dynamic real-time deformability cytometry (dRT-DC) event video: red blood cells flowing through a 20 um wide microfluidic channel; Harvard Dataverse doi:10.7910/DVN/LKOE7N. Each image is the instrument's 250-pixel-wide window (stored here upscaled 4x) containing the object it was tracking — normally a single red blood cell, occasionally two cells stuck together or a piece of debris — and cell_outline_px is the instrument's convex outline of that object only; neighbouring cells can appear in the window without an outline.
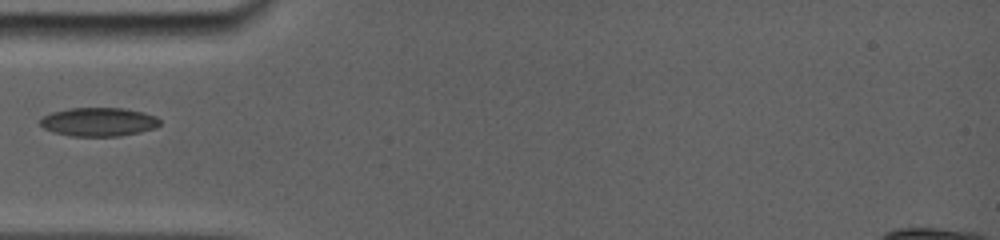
{"species": "common noctule bat (a hibernating species)", "species_latin": "Nyctalus noctula", "temperature_condition": "room temperature", "stored_images_in_passage": 39, "camera_frame_rate_fps": 5000, "um_per_image_px": 0.085, "animal": {"sex": "female", "body_mass_g": 19.0, "forearm_length_mm": 56.7}, "frame": {"image": 1, "passage_image": 1, "time_ms": 0.0, "image_size_px": [1000, 240], "cell_outline_px": [[160, 124], [152, 128], [136, 132], [116, 136], [76, 136], [56, 132], [44, 128], [40, 124], [40, 120], [44, 116], [52, 112], [68, 108], [124, 108], [156, 116], [160, 120]], "centroid_in_image_um": [8.36, 10.34], "position_along_channel_um": 76.6, "area_um2": 19.54}}